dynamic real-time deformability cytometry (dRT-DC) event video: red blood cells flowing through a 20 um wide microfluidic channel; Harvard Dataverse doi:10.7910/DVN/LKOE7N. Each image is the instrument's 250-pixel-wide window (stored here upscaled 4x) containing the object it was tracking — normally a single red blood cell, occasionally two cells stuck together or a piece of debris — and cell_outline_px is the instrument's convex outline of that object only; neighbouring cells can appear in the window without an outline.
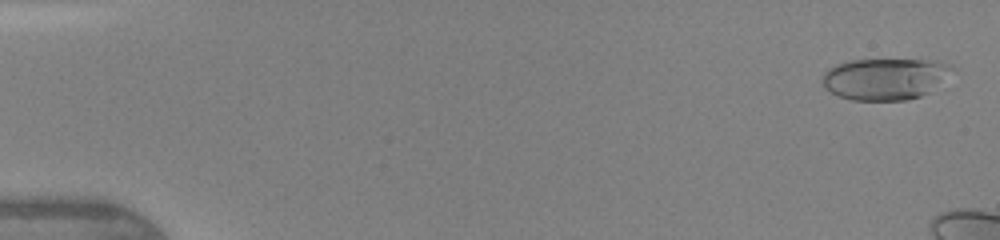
{"species": "human", "species_latin": "Homo sapiens", "temperature_condition": "warm", "stored_images_in_passage": 11, "camera_frame_rate_fps": 3000, "um_per_image_px": 0.085, "donor": {"sex": "female"}, "frame": {"image": 1, "passage_image": 2, "time_ms": 0.333, "image_size_px": [1000, 240], "cell_outline_px": [[952, 68], [928, 92], [920, 96], [908, 100], [852, 100], [840, 96], [832, 92], [824, 84], [820, 76], [828, 68], [836, 64], [852, 60], [940, 60], [952, 64]], "centroid_in_image_um": [75.17, 6.69], "position_along_channel_um": 9.8, "area_um2": 30.92}}